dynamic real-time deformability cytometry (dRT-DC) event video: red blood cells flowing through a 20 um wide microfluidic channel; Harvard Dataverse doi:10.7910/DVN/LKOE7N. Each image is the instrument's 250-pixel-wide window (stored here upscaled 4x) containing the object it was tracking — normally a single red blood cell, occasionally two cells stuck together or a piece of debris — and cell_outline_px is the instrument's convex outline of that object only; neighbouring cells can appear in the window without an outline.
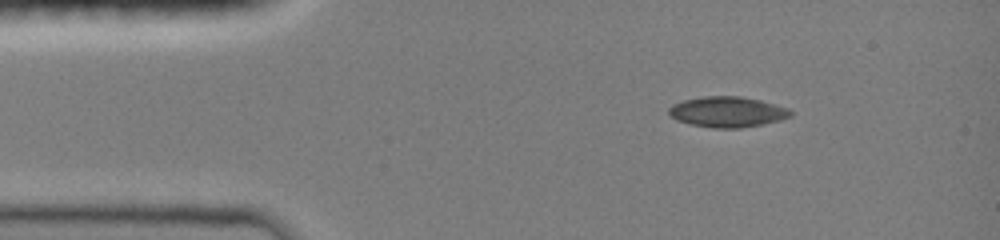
{"species": "common noctule bat (a hibernating species)", "species_latin": "Nyctalus noctula", "temperature_condition": "room temperature", "stored_images_in_passage": 41, "camera_frame_rate_fps": 3000, "um_per_image_px": 0.085, "animal": {"sex": "female", "body_mass_g": 19.0, "forearm_length_mm": 51.5}, "frame": {"image": 1, "passage_image": 1, "time_ms": 0.0, "image_size_px": [1000, 240], "cell_outline_px": [[792, 116], [780, 120], [740, 128], [712, 128], [688, 124], [676, 120], [668, 112], [668, 108], [672, 104], [684, 100], [704, 96], [740, 96], [760, 100], [788, 108], [792, 112]], "centroid_in_image_um": [61.8, 9.51], "position_along_channel_um": 23.2, "area_um2": 21.68}}
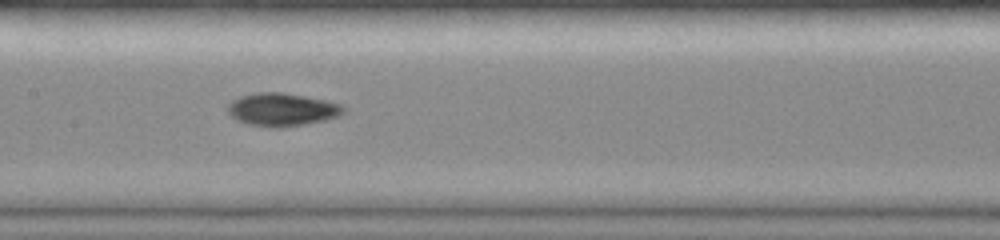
{"frame": {"image": 2, "passage_image": 17, "time_ms": 5.333, "image_size_px": [1000, 240], "cell_outline_px": [[344, 112], [340, 116], [324, 120], [304, 124], [280, 128], [248, 124], [236, 120], [228, 112], [228, 104], [232, 100], [240, 96], [256, 92], [280, 92], [304, 96], [324, 100], [340, 104], [344, 108]], "centroid_in_image_um": [23.95, 9.31], "position_along_channel_um": 183.5, "area_um2": 22.08}}
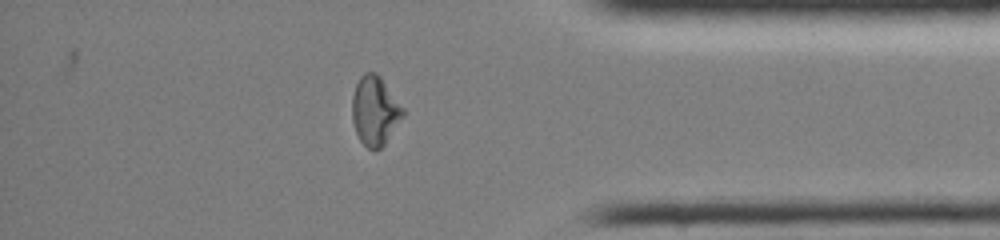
{"frame": {"image": 3, "passage_image": 34, "time_ms": 11.0, "image_size_px": [1000, 240], "cell_outline_px": [[404, 116], [384, 144], [380, 148], [368, 148], [360, 140], [356, 132], [352, 120], [352, 96], [356, 84], [360, 76], [364, 72], [376, 72], [380, 76], [404, 108]], "centroid_in_image_um": [31.86, 9.38], "position_along_channel_um": 403.3, "area_um2": 20.35}, "authors_computed_cell_mechanics": {"area_um2": 21.0392, "velocity_mm_per_s": 4.0694, "shape_relaxation_time_tau1_ms": 6.4947, "shape_relaxation_time_tau2_ms": 3.6837, "deformation_change_tau1": 0.2163, "deformation_change_tau2": 0.0767}}